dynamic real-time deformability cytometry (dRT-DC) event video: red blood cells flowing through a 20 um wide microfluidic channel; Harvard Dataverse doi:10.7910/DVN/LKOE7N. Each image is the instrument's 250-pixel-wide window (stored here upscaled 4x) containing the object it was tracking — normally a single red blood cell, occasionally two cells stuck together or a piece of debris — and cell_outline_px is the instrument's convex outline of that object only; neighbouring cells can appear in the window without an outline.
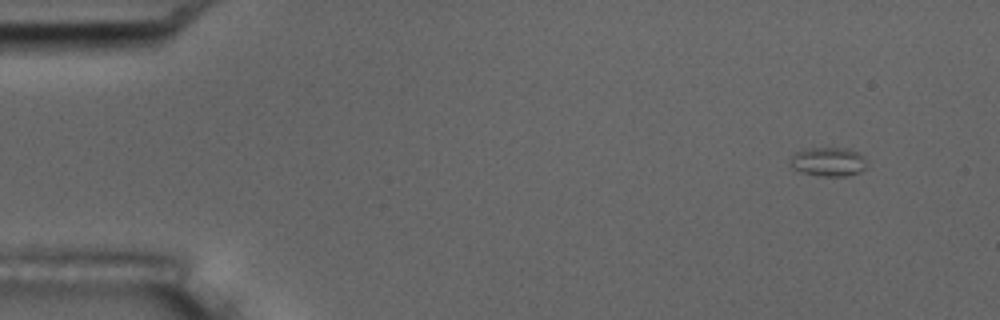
{"species": "common noctule bat (a hibernating species)", "species_latin": "Nyctalus noctula", "temperature_condition": "room temperature", "stored_images_in_passage": 9, "camera_frame_rate_fps": 3000, "um_per_image_px": 0.085, "animal": {"sex": "male", "body_mass_g": 17.5, "forearm_length_mm": 52.3}, "frame": {"image": 1, "passage_image": 1, "time_ms": 0.0, "image_size_px": [1000, 320], "cell_outline_px": [[868, 160], [864, 168], [860, 172], [844, 176], [820, 176], [800, 172], [792, 168], [788, 164], [792, 152], [808, 148], [848, 148], [864, 156]], "centroid_in_image_um": [70.35, 13.74], "position_along_channel_um": 14.6, "area_um2": 13.24}}
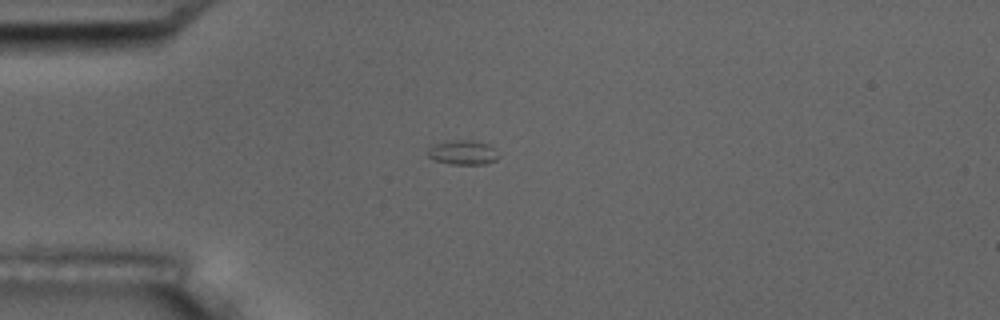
{"frame": {"image": 2, "passage_image": 4, "time_ms": 3.333, "image_size_px": [1000, 320], "cell_outline_px": [[500, 156], [496, 160], [484, 164], [452, 164], [432, 160], [428, 156], [428, 144], [444, 140], [472, 140], [488, 144]], "centroid_in_image_um": [39.26, 12.94], "position_along_channel_um": 45.7, "area_um2": 10.35}}